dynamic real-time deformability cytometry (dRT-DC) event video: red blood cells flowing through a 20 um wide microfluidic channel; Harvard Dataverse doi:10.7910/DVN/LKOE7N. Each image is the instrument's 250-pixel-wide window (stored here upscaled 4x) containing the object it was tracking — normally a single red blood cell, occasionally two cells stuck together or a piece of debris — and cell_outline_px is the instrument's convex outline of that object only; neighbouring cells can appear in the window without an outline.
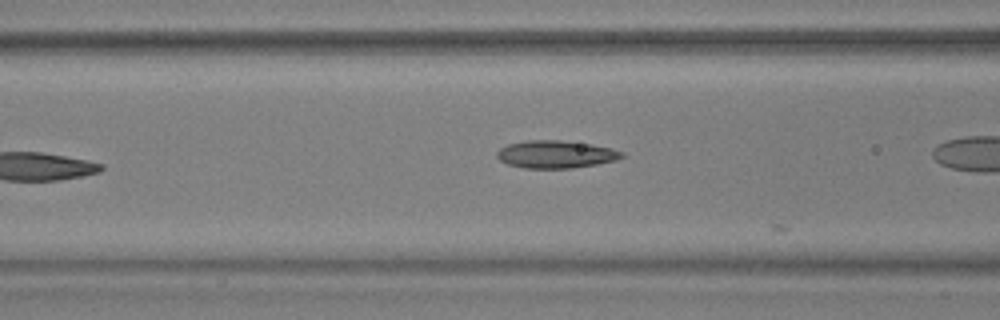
{"species": "common noctule bat (a hibernating species)", "species_latin": "Nyctalus noctula", "temperature_condition": "warm", "stored_images_in_passage": 8, "camera_frame_rate_fps": 3000, "um_per_image_px": 0.085, "animal": {"sex": "male", "body_mass_g": 17.9, "forearm_length_mm": 54.2}, "frame": {"image": 1, "passage_image": 6, "time_ms": 1.667, "image_size_px": [1000, 320], "cell_outline_px": [[624, 156], [616, 160], [596, 164], [572, 168], [524, 168], [508, 164], [500, 160], [496, 156], [496, 152], [500, 148], [508, 144], [528, 140], [560, 140], [592, 144], [612, 148], [624, 152]], "centroid_in_image_um": [47.24, 13.11], "position_along_channel_um": 119.4, "area_um2": 20.11}}